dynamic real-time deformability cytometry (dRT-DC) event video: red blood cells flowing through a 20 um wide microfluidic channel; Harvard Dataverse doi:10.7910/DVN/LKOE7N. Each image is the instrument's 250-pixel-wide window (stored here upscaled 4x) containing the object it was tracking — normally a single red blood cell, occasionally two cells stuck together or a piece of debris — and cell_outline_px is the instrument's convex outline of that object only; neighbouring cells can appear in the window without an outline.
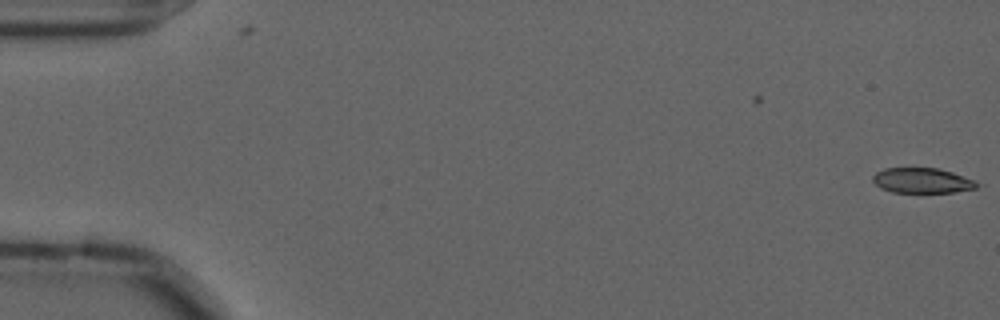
{"species": "common noctule bat (a hibernating species)", "species_latin": "Nyctalus noctula", "temperature_condition": "cold", "stored_images_in_passage": 3, "camera_frame_rate_fps": 3000, "um_per_image_px": 0.085, "animal": {"sex": "male", "forearm_length_mm": 52.5}, "frame": {"image": 1, "passage_image": 3, "time_ms": 0.667, "image_size_px": [1000, 320], "cell_outline_px": [[984, 184], [976, 188], [952, 192], [892, 192], [880, 188], [872, 180], [872, 176], [876, 172], [884, 168], [936, 168], [952, 172]], "centroid_in_image_um": [78.38, 15.34], "position_along_channel_um": 6.6, "area_um2": 15.26}}